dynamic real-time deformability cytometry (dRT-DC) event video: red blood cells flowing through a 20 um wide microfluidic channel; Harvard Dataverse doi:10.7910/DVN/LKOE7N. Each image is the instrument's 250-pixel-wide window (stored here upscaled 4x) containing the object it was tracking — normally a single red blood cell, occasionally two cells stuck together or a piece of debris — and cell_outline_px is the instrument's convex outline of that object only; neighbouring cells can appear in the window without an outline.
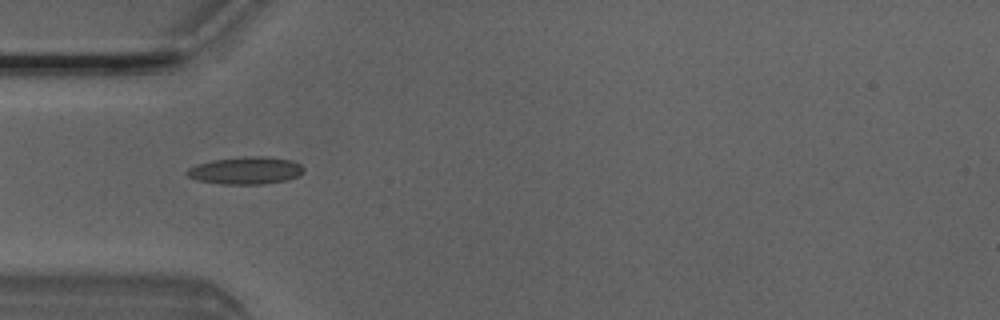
{"species": "Egyptian fruit bat (a non-hibernating species)", "species_latin": "Rousettus aegyptiacus", "temperature_condition": "room temperature", "stored_images_in_passage": 7, "camera_frame_rate_fps": 3000, "um_per_image_px": 0.085, "animal": {"sex": "male"}, "frame": {"image": 1, "passage_image": 4, "time_ms": 1.0, "image_size_px": [1000, 320], "cell_outline_px": [[304, 172], [300, 176], [288, 180], [264, 184], [220, 184], [196, 180], [188, 176], [184, 172], [188, 168], [196, 164], [212, 160], [244, 156], [264, 156], [292, 160], [300, 164], [304, 168]], "centroid_in_image_um": [20.89, 14.49], "position_along_channel_um": 64.1, "area_um2": 18.96}}